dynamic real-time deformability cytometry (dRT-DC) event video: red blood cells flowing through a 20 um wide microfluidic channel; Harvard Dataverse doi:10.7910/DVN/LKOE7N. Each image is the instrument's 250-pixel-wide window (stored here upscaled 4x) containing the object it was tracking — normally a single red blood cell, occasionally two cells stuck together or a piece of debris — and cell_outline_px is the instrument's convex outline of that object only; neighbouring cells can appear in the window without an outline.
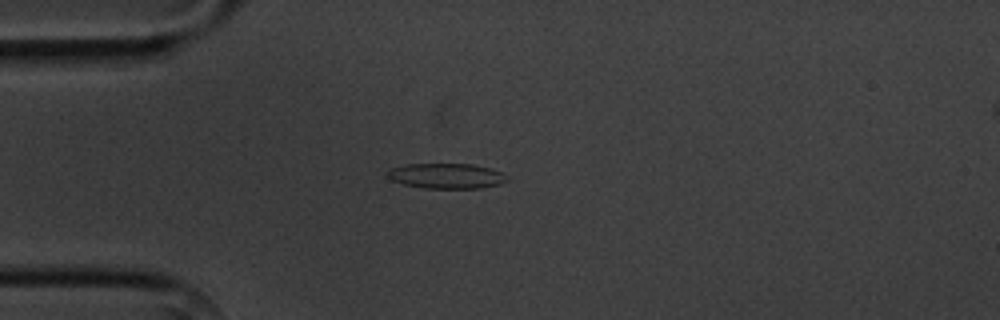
{"species": "common noctule bat (a hibernating species)", "species_latin": "Nyctalus noctula", "temperature_condition": "cold", "stored_images_in_passage": 2, "camera_frame_rate_fps": 3000, "um_per_image_px": 0.085, "animal": {"sex": "male", "body_mass_g": 20.1, "forearm_length_mm": 53.5}, "frame": {"image": 1, "passage_image": 2, "time_ms": 1.0, "image_size_px": [1000, 320], "cell_outline_px": [[508, 180], [500, 184], [480, 188], [424, 188], [404, 184], [392, 180], [388, 176], [388, 172], [392, 168], [408, 164], [472, 164], [492, 168], [508, 176]], "centroid_in_image_um": [38.0, 14.95], "position_along_channel_um": 47.0, "area_um2": 17.46}}